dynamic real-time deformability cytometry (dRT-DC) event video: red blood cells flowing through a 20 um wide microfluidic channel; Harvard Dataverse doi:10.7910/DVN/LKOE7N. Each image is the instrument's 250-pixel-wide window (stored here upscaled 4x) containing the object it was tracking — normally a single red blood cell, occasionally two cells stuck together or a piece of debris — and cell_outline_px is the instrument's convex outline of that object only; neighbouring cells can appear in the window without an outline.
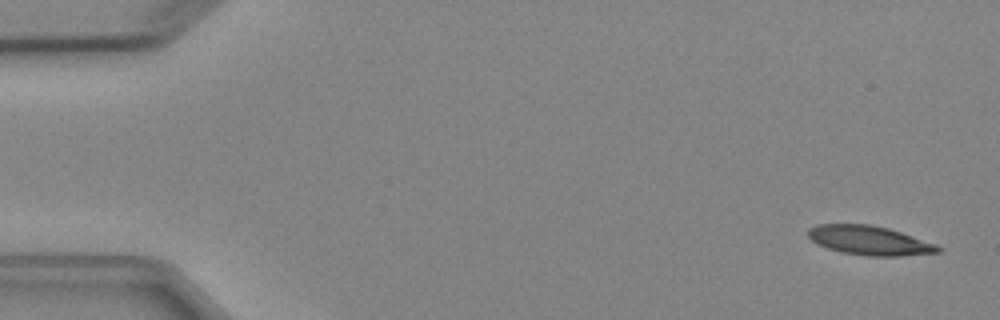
{"species": "Egyptian fruit bat (a non-hibernating species)", "species_latin": "Rousettus aegyptiacus", "temperature_condition": "cold", "stored_images_in_passage": 6, "camera_frame_rate_fps": 3000, "um_per_image_px": 0.085, "animal": {"sex": "female"}, "frame": {"image": 1, "passage_image": 1, "time_ms": 0.0, "image_size_px": [1000, 320], "cell_outline_px": [[944, 248], [940, 252], [900, 256], [868, 256], [840, 252], [816, 244], [808, 236], [808, 228], [816, 224], [868, 224], [888, 228], [936, 244]], "centroid_in_image_um": [73.89, 20.44], "position_along_channel_um": 11.1, "area_um2": 22.14}}
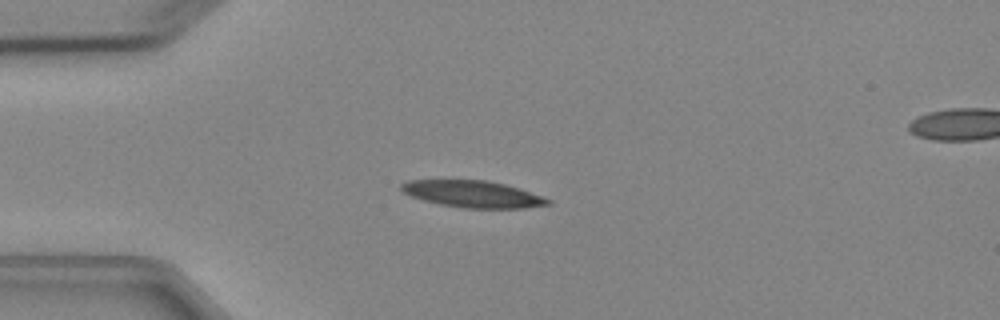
{"frame": {"image": 2, "passage_image": 4, "time_ms": 3.667, "image_size_px": [1000, 320], "cell_outline_px": [[552, 204], [524, 208], [464, 208], [440, 204], [424, 200], [412, 196], [404, 192], [400, 188], [400, 184], [408, 180], [488, 180], [520, 188], [552, 200]], "centroid_in_image_um": [40.22, 16.49], "position_along_channel_um": 44.8, "area_um2": 22.83}}